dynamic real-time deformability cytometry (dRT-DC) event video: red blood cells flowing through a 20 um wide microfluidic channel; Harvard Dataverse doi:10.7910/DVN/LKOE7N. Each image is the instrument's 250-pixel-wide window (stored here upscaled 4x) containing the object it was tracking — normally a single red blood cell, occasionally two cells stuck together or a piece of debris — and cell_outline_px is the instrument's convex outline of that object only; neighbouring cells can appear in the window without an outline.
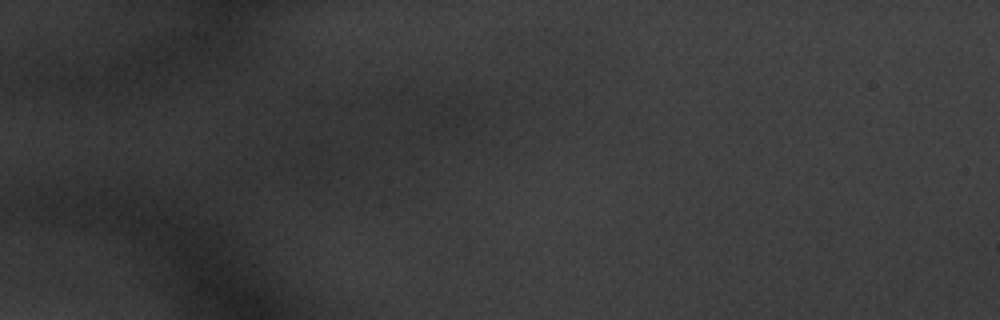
{"species": "common noctule bat (a hibernating species)", "species_latin": "Nyctalus noctula", "temperature_condition": "warm", "stored_images_in_passage": 4, "camera_frame_rate_fps": 3000, "um_per_image_px": 0.085, "animal": {"sex": "male", "body_mass_g": 20.1, "forearm_length_mm": 53.5}, "frame": {"image": 1, "passage_image": 4, "time_ms": 1.0, "image_size_px": [1000, 320], "cell_outline_px": [[500, 96], [484, 120], [468, 136], [432, 132], [392, 96], [400, 92], [488, 92]], "centroid_in_image_um": [38.16, 9.33], "position_along_channel_um": 46.8, "area_um2": 23.0}}